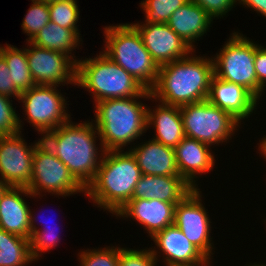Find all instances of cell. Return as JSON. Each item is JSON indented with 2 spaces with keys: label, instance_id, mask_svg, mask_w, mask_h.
Returning <instances> with one entry per match:
<instances>
[{
  "label": "cell",
  "instance_id": "6da1fadb",
  "mask_svg": "<svg viewBox=\"0 0 266 266\" xmlns=\"http://www.w3.org/2000/svg\"><path fill=\"white\" fill-rule=\"evenodd\" d=\"M71 120L43 134L41 141L86 188L97 174L105 149L102 144L96 147L100 136L93 119L79 124Z\"/></svg>",
  "mask_w": 266,
  "mask_h": 266
},
{
  "label": "cell",
  "instance_id": "7a4b0ae2",
  "mask_svg": "<svg viewBox=\"0 0 266 266\" xmlns=\"http://www.w3.org/2000/svg\"><path fill=\"white\" fill-rule=\"evenodd\" d=\"M194 52L159 67L156 84L150 90L153 101L180 107L208 99L214 62Z\"/></svg>",
  "mask_w": 266,
  "mask_h": 266
},
{
  "label": "cell",
  "instance_id": "3957f363",
  "mask_svg": "<svg viewBox=\"0 0 266 266\" xmlns=\"http://www.w3.org/2000/svg\"><path fill=\"white\" fill-rule=\"evenodd\" d=\"M151 99L149 90L138 97L105 99L95 103L94 125L105 151L124 150L147 132V107L138 99ZM138 100V101H137ZM139 137V138H138Z\"/></svg>",
  "mask_w": 266,
  "mask_h": 266
},
{
  "label": "cell",
  "instance_id": "277c9868",
  "mask_svg": "<svg viewBox=\"0 0 266 266\" xmlns=\"http://www.w3.org/2000/svg\"><path fill=\"white\" fill-rule=\"evenodd\" d=\"M141 175L136 158L129 149L105 151L97 174L84 195L94 205L115 215L132 199Z\"/></svg>",
  "mask_w": 266,
  "mask_h": 266
},
{
  "label": "cell",
  "instance_id": "5b68a950",
  "mask_svg": "<svg viewBox=\"0 0 266 266\" xmlns=\"http://www.w3.org/2000/svg\"><path fill=\"white\" fill-rule=\"evenodd\" d=\"M103 53L127 71L146 90L156 84L159 66L143 44L132 23L105 26Z\"/></svg>",
  "mask_w": 266,
  "mask_h": 266
},
{
  "label": "cell",
  "instance_id": "8992f818",
  "mask_svg": "<svg viewBox=\"0 0 266 266\" xmlns=\"http://www.w3.org/2000/svg\"><path fill=\"white\" fill-rule=\"evenodd\" d=\"M76 85L85 88L94 102L138 97L145 88L102 51L94 58L77 61Z\"/></svg>",
  "mask_w": 266,
  "mask_h": 266
},
{
  "label": "cell",
  "instance_id": "52a82bcc",
  "mask_svg": "<svg viewBox=\"0 0 266 266\" xmlns=\"http://www.w3.org/2000/svg\"><path fill=\"white\" fill-rule=\"evenodd\" d=\"M180 112L185 137L209 146L227 143L241 125L230 113L208 100L180 106Z\"/></svg>",
  "mask_w": 266,
  "mask_h": 266
},
{
  "label": "cell",
  "instance_id": "ba28073f",
  "mask_svg": "<svg viewBox=\"0 0 266 266\" xmlns=\"http://www.w3.org/2000/svg\"><path fill=\"white\" fill-rule=\"evenodd\" d=\"M224 44L219 54L212 57L214 75L244 87L257 99V74L254 64L256 43L237 31L231 33Z\"/></svg>",
  "mask_w": 266,
  "mask_h": 266
},
{
  "label": "cell",
  "instance_id": "9c48e42d",
  "mask_svg": "<svg viewBox=\"0 0 266 266\" xmlns=\"http://www.w3.org/2000/svg\"><path fill=\"white\" fill-rule=\"evenodd\" d=\"M27 189L35 198L42 192L58 197L86 192L68 167L42 141L35 148L31 182Z\"/></svg>",
  "mask_w": 266,
  "mask_h": 266
},
{
  "label": "cell",
  "instance_id": "30bf717a",
  "mask_svg": "<svg viewBox=\"0 0 266 266\" xmlns=\"http://www.w3.org/2000/svg\"><path fill=\"white\" fill-rule=\"evenodd\" d=\"M58 86L39 85L20 94L19 101L27 120L41 136L65 124L71 119L66 110L65 96L57 89ZM66 108V109H65Z\"/></svg>",
  "mask_w": 266,
  "mask_h": 266
},
{
  "label": "cell",
  "instance_id": "8fae6325",
  "mask_svg": "<svg viewBox=\"0 0 266 266\" xmlns=\"http://www.w3.org/2000/svg\"><path fill=\"white\" fill-rule=\"evenodd\" d=\"M201 198L200 188H195L179 202L175 207L174 224L195 247L211 258L214 254L210 235L212 222Z\"/></svg>",
  "mask_w": 266,
  "mask_h": 266
},
{
  "label": "cell",
  "instance_id": "7c38bea8",
  "mask_svg": "<svg viewBox=\"0 0 266 266\" xmlns=\"http://www.w3.org/2000/svg\"><path fill=\"white\" fill-rule=\"evenodd\" d=\"M29 46V47H28ZM28 67L35 84L76 85L77 63L68 55L38 47L28 41Z\"/></svg>",
  "mask_w": 266,
  "mask_h": 266
},
{
  "label": "cell",
  "instance_id": "4fadbf2b",
  "mask_svg": "<svg viewBox=\"0 0 266 266\" xmlns=\"http://www.w3.org/2000/svg\"><path fill=\"white\" fill-rule=\"evenodd\" d=\"M21 134L0 137V178L9 187H28L35 148L41 142L40 138L29 146Z\"/></svg>",
  "mask_w": 266,
  "mask_h": 266
},
{
  "label": "cell",
  "instance_id": "5bb4252c",
  "mask_svg": "<svg viewBox=\"0 0 266 266\" xmlns=\"http://www.w3.org/2000/svg\"><path fill=\"white\" fill-rule=\"evenodd\" d=\"M132 25L139 32L144 46L159 67L185 58L193 52L167 23L137 22Z\"/></svg>",
  "mask_w": 266,
  "mask_h": 266
},
{
  "label": "cell",
  "instance_id": "9a60e30c",
  "mask_svg": "<svg viewBox=\"0 0 266 266\" xmlns=\"http://www.w3.org/2000/svg\"><path fill=\"white\" fill-rule=\"evenodd\" d=\"M150 238L157 246V248H150L152 254L158 261H160L158 258L163 255L164 261L162 262L166 266L193 265L207 258L185 237L183 232L175 224H171L163 230L156 232Z\"/></svg>",
  "mask_w": 266,
  "mask_h": 266
},
{
  "label": "cell",
  "instance_id": "2e32d148",
  "mask_svg": "<svg viewBox=\"0 0 266 266\" xmlns=\"http://www.w3.org/2000/svg\"><path fill=\"white\" fill-rule=\"evenodd\" d=\"M176 204L158 199H131L115 215L132 218L147 231L151 237L158 231L174 224Z\"/></svg>",
  "mask_w": 266,
  "mask_h": 266
},
{
  "label": "cell",
  "instance_id": "e0dca14e",
  "mask_svg": "<svg viewBox=\"0 0 266 266\" xmlns=\"http://www.w3.org/2000/svg\"><path fill=\"white\" fill-rule=\"evenodd\" d=\"M174 151L179 175L194 189L199 188L196 178L211 171L215 165L216 160L211 152V146L196 139L184 137Z\"/></svg>",
  "mask_w": 266,
  "mask_h": 266
},
{
  "label": "cell",
  "instance_id": "ac0fdd59",
  "mask_svg": "<svg viewBox=\"0 0 266 266\" xmlns=\"http://www.w3.org/2000/svg\"><path fill=\"white\" fill-rule=\"evenodd\" d=\"M207 100L230 113L240 123L243 119H248L259 104L257 103L259 101L244 87L221 80L215 75L210 82Z\"/></svg>",
  "mask_w": 266,
  "mask_h": 266
},
{
  "label": "cell",
  "instance_id": "d6986e66",
  "mask_svg": "<svg viewBox=\"0 0 266 266\" xmlns=\"http://www.w3.org/2000/svg\"><path fill=\"white\" fill-rule=\"evenodd\" d=\"M24 196L33 198L26 187H8L1 195L0 228L30 240V208Z\"/></svg>",
  "mask_w": 266,
  "mask_h": 266
},
{
  "label": "cell",
  "instance_id": "ffe728a7",
  "mask_svg": "<svg viewBox=\"0 0 266 266\" xmlns=\"http://www.w3.org/2000/svg\"><path fill=\"white\" fill-rule=\"evenodd\" d=\"M194 188L181 176L141 175L132 199H158L178 204Z\"/></svg>",
  "mask_w": 266,
  "mask_h": 266
},
{
  "label": "cell",
  "instance_id": "44dd1931",
  "mask_svg": "<svg viewBox=\"0 0 266 266\" xmlns=\"http://www.w3.org/2000/svg\"><path fill=\"white\" fill-rule=\"evenodd\" d=\"M143 175L180 176L176 166L175 151L162 143L151 140L131 146Z\"/></svg>",
  "mask_w": 266,
  "mask_h": 266
},
{
  "label": "cell",
  "instance_id": "7402d4cb",
  "mask_svg": "<svg viewBox=\"0 0 266 266\" xmlns=\"http://www.w3.org/2000/svg\"><path fill=\"white\" fill-rule=\"evenodd\" d=\"M212 21L206 11L190 0L170 16L167 24L195 51L194 42L209 31Z\"/></svg>",
  "mask_w": 266,
  "mask_h": 266
},
{
  "label": "cell",
  "instance_id": "603a6c76",
  "mask_svg": "<svg viewBox=\"0 0 266 266\" xmlns=\"http://www.w3.org/2000/svg\"><path fill=\"white\" fill-rule=\"evenodd\" d=\"M147 108V128H155L156 140L163 145L175 148L185 137L179 106L158 102L154 109Z\"/></svg>",
  "mask_w": 266,
  "mask_h": 266
},
{
  "label": "cell",
  "instance_id": "cb8c5ba5",
  "mask_svg": "<svg viewBox=\"0 0 266 266\" xmlns=\"http://www.w3.org/2000/svg\"><path fill=\"white\" fill-rule=\"evenodd\" d=\"M80 35L79 30L66 29L50 21L29 42L41 48L66 54L77 63L78 60L72 51L77 47L79 49L82 41Z\"/></svg>",
  "mask_w": 266,
  "mask_h": 266
},
{
  "label": "cell",
  "instance_id": "d4e9b609",
  "mask_svg": "<svg viewBox=\"0 0 266 266\" xmlns=\"http://www.w3.org/2000/svg\"><path fill=\"white\" fill-rule=\"evenodd\" d=\"M0 55L5 59L7 67L10 69L11 81L20 93L36 85L28 67L27 53L24 47L18 49L6 43L5 46L0 45Z\"/></svg>",
  "mask_w": 266,
  "mask_h": 266
},
{
  "label": "cell",
  "instance_id": "484cf974",
  "mask_svg": "<svg viewBox=\"0 0 266 266\" xmlns=\"http://www.w3.org/2000/svg\"><path fill=\"white\" fill-rule=\"evenodd\" d=\"M33 261L30 240L0 228V266H26Z\"/></svg>",
  "mask_w": 266,
  "mask_h": 266
},
{
  "label": "cell",
  "instance_id": "4316f807",
  "mask_svg": "<svg viewBox=\"0 0 266 266\" xmlns=\"http://www.w3.org/2000/svg\"><path fill=\"white\" fill-rule=\"evenodd\" d=\"M33 212L30 209V228H31V238H30V253L33 260L36 262L40 257L41 253L50 251L53 247H57L60 242V237L58 233L53 228H49L47 222L43 223L44 228H39L35 224L36 217L34 218ZM35 221V222H34ZM41 221V220H40ZM56 228V227H55Z\"/></svg>",
  "mask_w": 266,
  "mask_h": 266
},
{
  "label": "cell",
  "instance_id": "83f0119b",
  "mask_svg": "<svg viewBox=\"0 0 266 266\" xmlns=\"http://www.w3.org/2000/svg\"><path fill=\"white\" fill-rule=\"evenodd\" d=\"M190 0H143L140 8L145 12L142 23H167L170 16Z\"/></svg>",
  "mask_w": 266,
  "mask_h": 266
},
{
  "label": "cell",
  "instance_id": "f1b7e54d",
  "mask_svg": "<svg viewBox=\"0 0 266 266\" xmlns=\"http://www.w3.org/2000/svg\"><path fill=\"white\" fill-rule=\"evenodd\" d=\"M77 0H59L48 4L50 21L71 30H79L80 11Z\"/></svg>",
  "mask_w": 266,
  "mask_h": 266
},
{
  "label": "cell",
  "instance_id": "f546056e",
  "mask_svg": "<svg viewBox=\"0 0 266 266\" xmlns=\"http://www.w3.org/2000/svg\"><path fill=\"white\" fill-rule=\"evenodd\" d=\"M32 4L24 15L21 24L24 33L29 36L26 40L30 41L44 26L50 22L48 4L36 0H31Z\"/></svg>",
  "mask_w": 266,
  "mask_h": 266
},
{
  "label": "cell",
  "instance_id": "4dcf8cb0",
  "mask_svg": "<svg viewBox=\"0 0 266 266\" xmlns=\"http://www.w3.org/2000/svg\"><path fill=\"white\" fill-rule=\"evenodd\" d=\"M80 266H118L120 247L82 250L78 253Z\"/></svg>",
  "mask_w": 266,
  "mask_h": 266
},
{
  "label": "cell",
  "instance_id": "1f68e13d",
  "mask_svg": "<svg viewBox=\"0 0 266 266\" xmlns=\"http://www.w3.org/2000/svg\"><path fill=\"white\" fill-rule=\"evenodd\" d=\"M10 97L0 95V137L22 132L21 120Z\"/></svg>",
  "mask_w": 266,
  "mask_h": 266
},
{
  "label": "cell",
  "instance_id": "d6a6232c",
  "mask_svg": "<svg viewBox=\"0 0 266 266\" xmlns=\"http://www.w3.org/2000/svg\"><path fill=\"white\" fill-rule=\"evenodd\" d=\"M147 249H128L120 246L118 266H157L158 261L152 254L150 247Z\"/></svg>",
  "mask_w": 266,
  "mask_h": 266
},
{
  "label": "cell",
  "instance_id": "836d02e7",
  "mask_svg": "<svg viewBox=\"0 0 266 266\" xmlns=\"http://www.w3.org/2000/svg\"><path fill=\"white\" fill-rule=\"evenodd\" d=\"M199 5L212 18L226 16L230 10L238 3V0H191Z\"/></svg>",
  "mask_w": 266,
  "mask_h": 266
},
{
  "label": "cell",
  "instance_id": "e575fe53",
  "mask_svg": "<svg viewBox=\"0 0 266 266\" xmlns=\"http://www.w3.org/2000/svg\"><path fill=\"white\" fill-rule=\"evenodd\" d=\"M255 71L257 74V100L262 97L266 87V46L256 44L254 56Z\"/></svg>",
  "mask_w": 266,
  "mask_h": 266
},
{
  "label": "cell",
  "instance_id": "d590c367",
  "mask_svg": "<svg viewBox=\"0 0 266 266\" xmlns=\"http://www.w3.org/2000/svg\"><path fill=\"white\" fill-rule=\"evenodd\" d=\"M10 69L7 67L5 59L0 55V95L19 100L20 92L14 87L11 81ZM15 97V98H14Z\"/></svg>",
  "mask_w": 266,
  "mask_h": 266
},
{
  "label": "cell",
  "instance_id": "8d00e7d4",
  "mask_svg": "<svg viewBox=\"0 0 266 266\" xmlns=\"http://www.w3.org/2000/svg\"><path fill=\"white\" fill-rule=\"evenodd\" d=\"M238 3L266 17V0H238Z\"/></svg>",
  "mask_w": 266,
  "mask_h": 266
},
{
  "label": "cell",
  "instance_id": "74e56055",
  "mask_svg": "<svg viewBox=\"0 0 266 266\" xmlns=\"http://www.w3.org/2000/svg\"><path fill=\"white\" fill-rule=\"evenodd\" d=\"M260 144H259V154H262L263 157L266 159V136L263 137L261 140H259Z\"/></svg>",
  "mask_w": 266,
  "mask_h": 266
},
{
  "label": "cell",
  "instance_id": "f35d334b",
  "mask_svg": "<svg viewBox=\"0 0 266 266\" xmlns=\"http://www.w3.org/2000/svg\"><path fill=\"white\" fill-rule=\"evenodd\" d=\"M211 259L213 258H206L205 260L197 263V264H193V265H185V266H212L210 263L212 262Z\"/></svg>",
  "mask_w": 266,
  "mask_h": 266
},
{
  "label": "cell",
  "instance_id": "ab89813d",
  "mask_svg": "<svg viewBox=\"0 0 266 266\" xmlns=\"http://www.w3.org/2000/svg\"><path fill=\"white\" fill-rule=\"evenodd\" d=\"M9 186L0 178V197Z\"/></svg>",
  "mask_w": 266,
  "mask_h": 266
},
{
  "label": "cell",
  "instance_id": "60d3db41",
  "mask_svg": "<svg viewBox=\"0 0 266 266\" xmlns=\"http://www.w3.org/2000/svg\"><path fill=\"white\" fill-rule=\"evenodd\" d=\"M36 1L45 2V3L49 4V3L56 2L59 0H36Z\"/></svg>",
  "mask_w": 266,
  "mask_h": 266
},
{
  "label": "cell",
  "instance_id": "b9f144b4",
  "mask_svg": "<svg viewBox=\"0 0 266 266\" xmlns=\"http://www.w3.org/2000/svg\"><path fill=\"white\" fill-rule=\"evenodd\" d=\"M248 266H266V264L265 263L264 264L263 263L262 264L261 263H259V264L258 263L257 264L256 263H254V264L250 263V265H248Z\"/></svg>",
  "mask_w": 266,
  "mask_h": 266
}]
</instances>
